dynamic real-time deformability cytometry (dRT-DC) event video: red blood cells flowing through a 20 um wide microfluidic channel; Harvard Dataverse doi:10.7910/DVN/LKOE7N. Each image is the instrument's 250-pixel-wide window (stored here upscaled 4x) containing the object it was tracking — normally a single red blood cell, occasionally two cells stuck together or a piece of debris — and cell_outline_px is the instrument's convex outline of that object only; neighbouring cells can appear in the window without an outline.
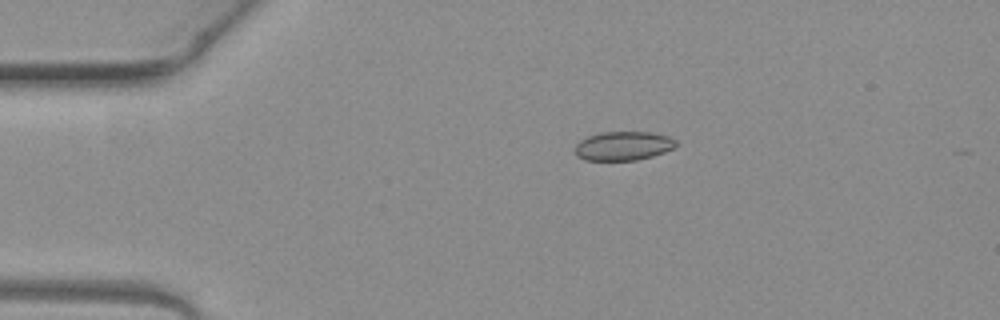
{"species": "common noctule bat (a hibernating species)", "species_latin": "Nyctalus noctula", "temperature_condition": "warm", "stored_images_in_passage": 4, "camera_frame_rate_fps": 3000, "um_per_image_px": 0.085, "animal": {"sex": "female", "body_mass_g": 19.3, "forearm_length_mm": 54.1}, "frame": {"image": 1, "passage_image": 3, "time_ms": 0.667, "image_size_px": [1000, 320], "cell_outline_px": [[676, 144], [672, 148], [664, 152], [652, 156], [636, 160], [584, 160], [576, 156], [576, 144], [580, 140], [588, 136], [600, 132], [648, 132], [668, 136], [676, 140]], "centroid_in_image_um": [52.95, 12.4], "position_along_channel_um": 32.1, "area_um2": 16.94}}